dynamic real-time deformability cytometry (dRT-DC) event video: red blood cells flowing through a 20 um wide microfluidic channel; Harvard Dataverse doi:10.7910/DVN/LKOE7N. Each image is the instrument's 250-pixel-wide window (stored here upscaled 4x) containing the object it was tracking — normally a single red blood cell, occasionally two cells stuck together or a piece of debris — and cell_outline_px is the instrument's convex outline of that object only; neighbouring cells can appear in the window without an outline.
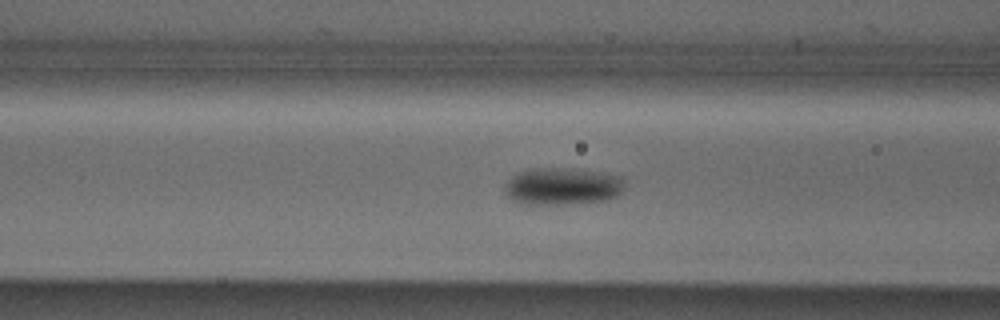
{"species": "Egyptian fruit bat (a non-hibernating species)", "species_latin": "Rousettus aegyptiacus", "temperature_condition": "cold", "stored_images_in_passage": 53, "camera_frame_rate_fps": 3000, "um_per_image_px": 0.085, "animal": {"sex": "male"}, "frame": {"image": 1, "passage_image": 20, "time_ms": 6.333, "image_size_px": [1000, 320], "cell_outline_px": [[624, 188], [616, 196], [608, 200], [560, 204], [524, 204], [512, 200], [504, 192], [504, 188], [508, 180], [512, 176], [520, 172], [532, 168], [556, 168], [592, 172], [620, 176], [624, 180]], "centroid_in_image_um": [47.77, 15.85], "position_along_channel_um": 118.8, "area_um2": 25.55}}
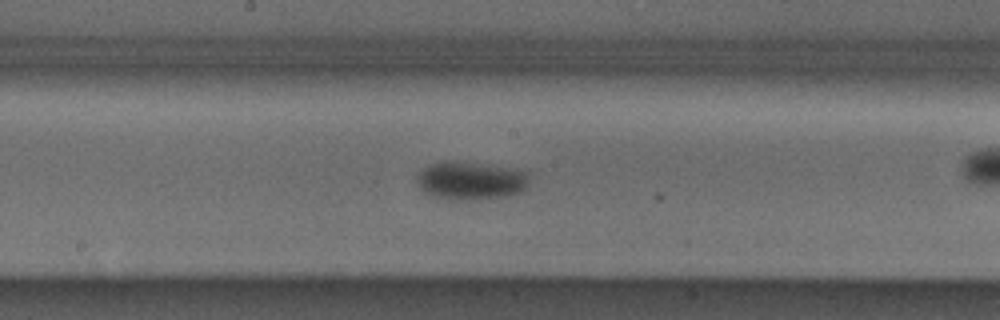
{"frame": {"image": 2, "passage_image": 27, "time_ms": 8.667, "image_size_px": [1000, 320], "cell_outline_px": [[532, 172], [528, 184], [520, 192], [508, 196], [476, 200], [448, 200], [432, 196], [424, 192], [420, 188], [416, 180], [416, 176], [424, 168], [432, 164], [472, 164]], "centroid_in_image_um": [40.04, 15.43], "position_along_channel_um": 208.2, "area_um2": 24.22}}
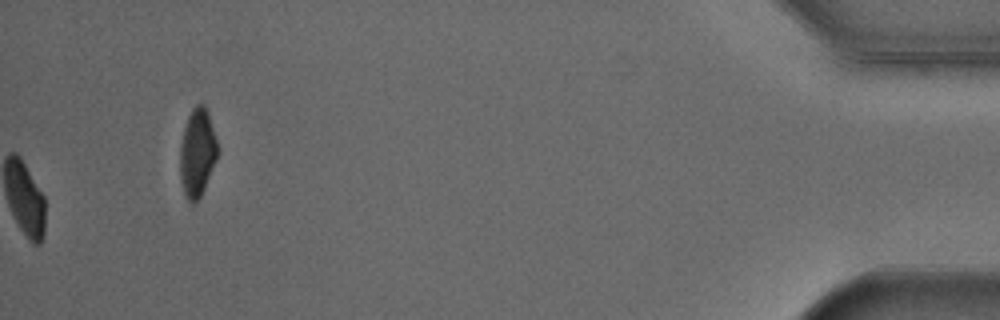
{"frame": {"image": 3, "passage_image": 53, "time_ms": 17.333, "image_size_px": [1000, 320], "cell_outline_px": [[216, 160], [204, 188], [200, 196], [192, 204], [184, 196], [180, 176], [180, 144], [184, 128], [188, 116], [192, 108], [196, 104], [204, 104], [208, 112], [216, 140]], "centroid_in_image_um": [16.74, 12.97], "position_along_channel_um": 418.5, "area_um2": 18.96}, "authors_computed_cell_mechanics": {"area_um2": 21.6172, "velocity_mm_per_s": 3.8359, "shape_relaxation_time_tau1_ms": 1.9771, "shape_relaxation_time_tau2_ms": null, "deformation_change_tau1": 0.0681, "deformation_change_tau2": null}}